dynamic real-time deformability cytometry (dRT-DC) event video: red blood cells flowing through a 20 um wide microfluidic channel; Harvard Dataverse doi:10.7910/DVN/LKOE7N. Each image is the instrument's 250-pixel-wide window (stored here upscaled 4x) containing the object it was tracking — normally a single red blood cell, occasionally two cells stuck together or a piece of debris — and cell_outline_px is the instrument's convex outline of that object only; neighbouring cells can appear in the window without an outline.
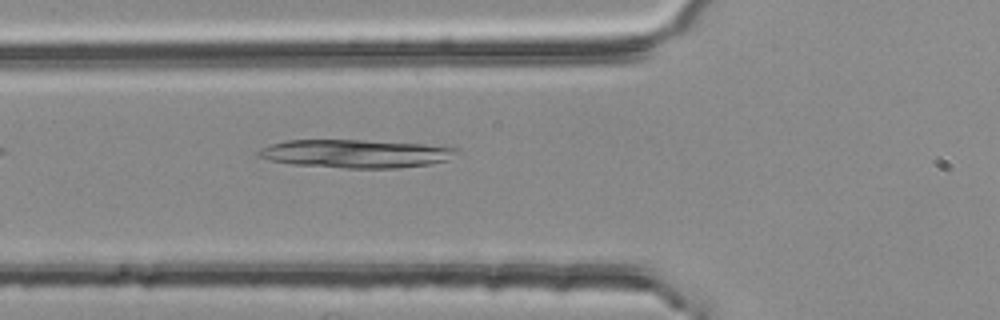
{"species": "common noctule bat (a hibernating species)", "species_latin": "Nyctalus noctula", "temperature_condition": "room temperature", "stored_images_in_passage": 3, "camera_frame_rate_fps": 3000, "um_per_image_px": 0.085, "animal": {"sex": "female", "body_mass_g": 25.1}, "frame": {"image": 1, "passage_image": 3, "time_ms": 0.667, "image_size_px": [1000, 320], "cell_outline_px": [[460, 152], [448, 160], [428, 164], [396, 168], [344, 168], [292, 164], [272, 160], [256, 156], [256, 152], [260, 148], [268, 144], [288, 140], [364, 140], [424, 144], [460, 148]], "centroid_in_image_um": [30.24, 13.05], "position_along_channel_um": 95.6, "area_um2": 32.77}}